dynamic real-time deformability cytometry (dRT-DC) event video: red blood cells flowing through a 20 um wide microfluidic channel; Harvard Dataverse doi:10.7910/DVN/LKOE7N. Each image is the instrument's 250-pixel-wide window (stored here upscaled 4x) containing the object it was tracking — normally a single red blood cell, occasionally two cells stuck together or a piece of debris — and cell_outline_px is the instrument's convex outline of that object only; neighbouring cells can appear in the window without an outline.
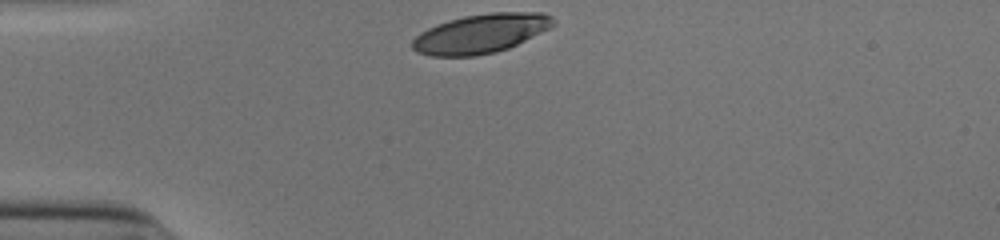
{"species": "human", "species_latin": "Homo sapiens", "temperature_condition": "cold", "stored_images_in_passage": 29, "camera_frame_rate_fps": 3000, "um_per_image_px": 0.085, "donor": {"sex": "male"}, "frame": {"image": 1, "passage_image": 1, "time_ms": 0.0, "image_size_px": [1000, 240], "cell_outline_px": [[556, 24], [508, 48], [496, 52], [476, 56], [432, 56], [416, 52], [412, 48], [412, 40], [420, 32], [436, 24], [448, 20], [464, 16], [492, 12], [540, 12], [552, 16], [556, 20]], "centroid_in_image_um": [40.84, 2.85], "position_along_channel_um": 44.2, "area_um2": 32.08}}
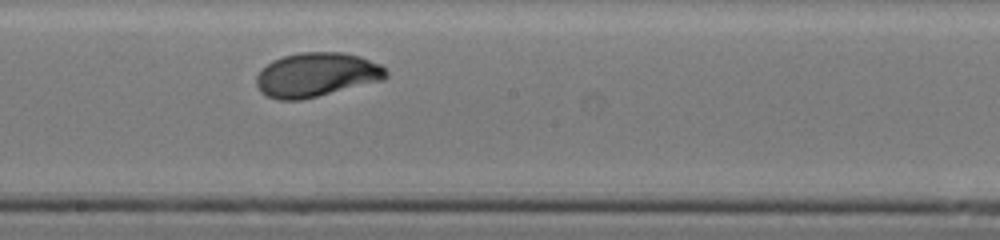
{"frame": {"image": 2, "passage_image": 17, "time_ms": 5.333, "image_size_px": [1000, 240], "cell_outline_px": [[388, 76], [384, 80], [300, 100], [276, 100], [260, 92], [256, 84], [256, 76], [272, 60], [284, 56], [300, 52], [344, 52], [360, 56], [380, 64], [388, 72]], "centroid_in_image_um": [26.91, 6.35], "position_along_channel_um": 221.3, "area_um2": 33.35}}
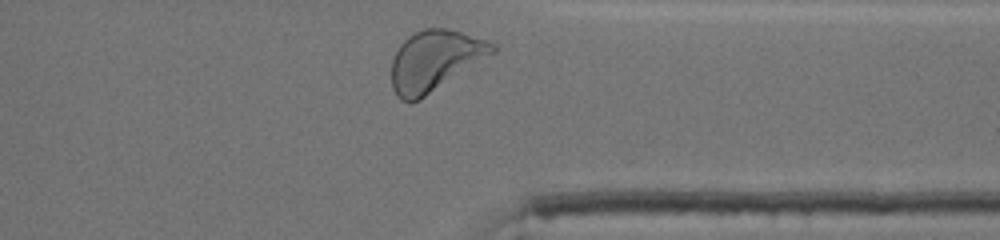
{"frame": {"image": 3, "passage_image": 29, "time_ms": 9.333, "image_size_px": [1000, 240], "cell_outline_px": [[496, 52], [420, 100], [400, 100], [396, 96], [392, 88], [392, 60], [400, 44], [408, 36], [424, 28], [444, 28], [460, 32], [488, 40], [496, 44]], "centroid_in_image_um": [36.97, 5.15], "position_along_channel_um": 374.4, "area_um2": 35.43}, "authors_computed_cell_mechanics": {"area_um2": 32.8882, "velocity_mm_per_s": 3.8675, "shape_relaxation_time_tau1_ms": 2.7982, "shape_relaxation_time_tau2_ms": null, "deformation_change_tau1": 0.1421, "deformation_change_tau2": null}}